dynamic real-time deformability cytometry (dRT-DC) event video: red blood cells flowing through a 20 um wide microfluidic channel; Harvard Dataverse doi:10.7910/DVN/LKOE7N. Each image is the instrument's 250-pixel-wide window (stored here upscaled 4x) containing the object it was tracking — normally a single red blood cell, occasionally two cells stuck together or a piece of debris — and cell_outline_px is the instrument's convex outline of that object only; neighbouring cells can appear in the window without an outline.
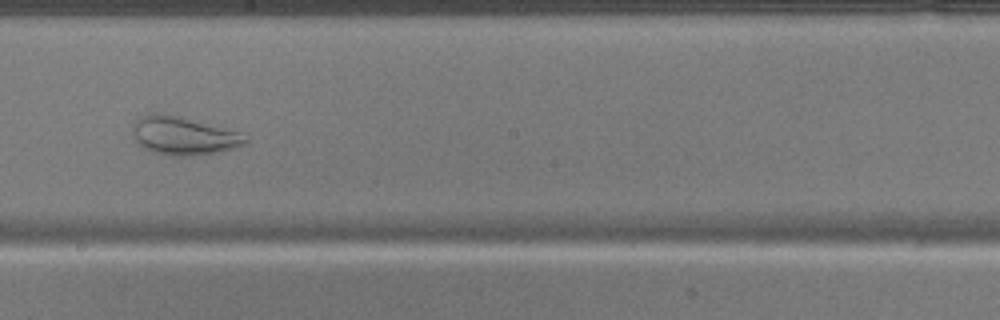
{"species": "common noctule bat (a hibernating species)", "species_latin": "Nyctalus noctula", "temperature_condition": "warm", "stored_images_in_passage": 51, "camera_frame_rate_fps": 3000, "um_per_image_px": 0.085, "animal": {"sex": "male", "body_mass_g": 17.9}, "frame": {"image": 1, "passage_image": 30, "time_ms": 9.667, "image_size_px": [1000, 320], "cell_outline_px": [[248, 140], [244, 144], [232, 148], [216, 152], [192, 156], [164, 156], [152, 152], [144, 148], [136, 140], [132, 132], [132, 124], [140, 116], [152, 112], [160, 112], [180, 116], [240, 132]], "centroid_in_image_um": [15.53, 11.53], "position_along_channel_um": 232.7, "area_um2": 25.26}}